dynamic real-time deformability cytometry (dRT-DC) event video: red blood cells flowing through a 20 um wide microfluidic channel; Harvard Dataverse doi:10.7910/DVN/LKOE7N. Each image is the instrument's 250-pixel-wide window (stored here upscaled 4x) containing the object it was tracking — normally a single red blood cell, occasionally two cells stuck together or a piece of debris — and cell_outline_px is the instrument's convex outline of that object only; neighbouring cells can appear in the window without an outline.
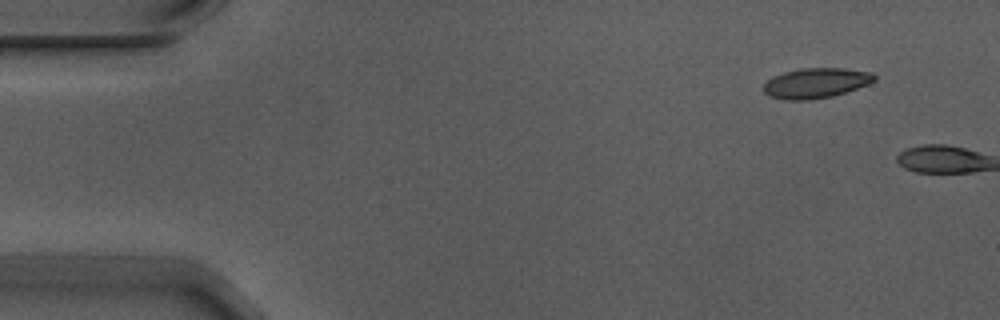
{"species": "Egyptian fruit bat (a non-hibernating species)", "species_latin": "Rousettus aegyptiacus", "temperature_condition": "warm", "stored_images_in_passage": 4, "camera_frame_rate_fps": 3000, "um_per_image_px": 0.085, "animal": {"sex": "male"}, "frame": {"image": 1, "passage_image": 4, "time_ms": 1.0, "image_size_px": [1000, 320], "cell_outline_px": [[876, 80], [868, 84], [832, 96], [808, 100], [784, 100], [768, 96], [764, 92], [764, 84], [772, 76], [784, 72], [800, 68], [844, 68], [872, 72], [876, 76]], "centroid_in_image_um": [69.33, 7.05], "position_along_channel_um": 15.7, "area_um2": 19.48}}